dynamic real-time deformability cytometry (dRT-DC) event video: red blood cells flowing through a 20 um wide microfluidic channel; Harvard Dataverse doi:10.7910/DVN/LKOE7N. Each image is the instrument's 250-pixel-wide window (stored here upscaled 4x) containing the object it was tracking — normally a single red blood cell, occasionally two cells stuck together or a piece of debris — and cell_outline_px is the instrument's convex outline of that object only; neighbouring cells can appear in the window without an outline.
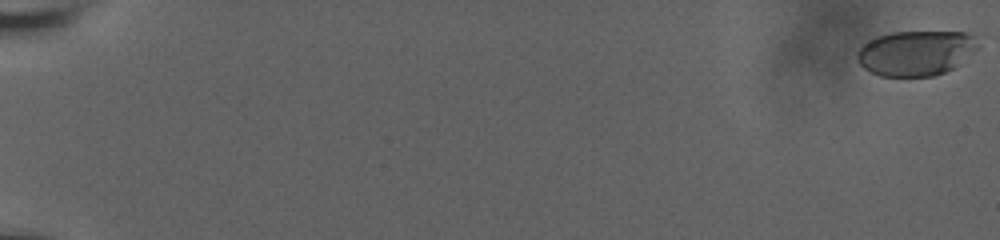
{"species": "human", "species_latin": "Homo sapiens", "temperature_condition": "room temperature", "stored_images_in_passage": 12, "camera_frame_rate_fps": 3000, "um_per_image_px": 0.085, "donor": {"sex": "male"}, "frame": {"image": 1, "passage_image": 1, "time_ms": 0.0, "image_size_px": [1000, 240], "cell_outline_px": [[980, 48], [952, 68], [944, 72], [932, 76], [880, 76], [864, 68], [856, 60], [856, 52], [864, 44], [876, 36], [892, 32], [964, 32], [972, 36]], "centroid_in_image_um": [77.82, 4.5], "position_along_channel_um": 7.2, "area_um2": 31.56}}